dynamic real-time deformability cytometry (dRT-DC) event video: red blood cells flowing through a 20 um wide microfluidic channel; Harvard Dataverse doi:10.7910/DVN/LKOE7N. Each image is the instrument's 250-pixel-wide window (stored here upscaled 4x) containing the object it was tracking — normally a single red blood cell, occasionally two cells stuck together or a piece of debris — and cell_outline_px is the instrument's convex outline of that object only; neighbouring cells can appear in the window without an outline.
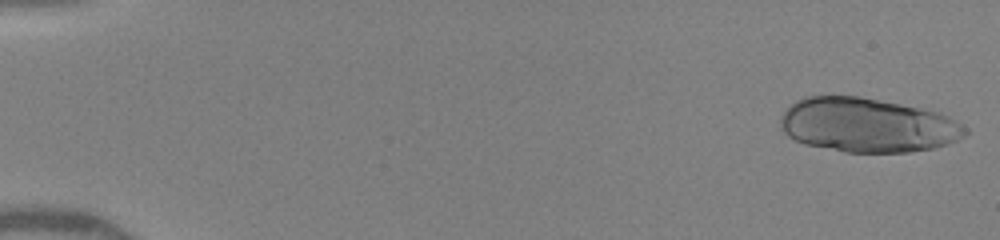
{"species": "human", "species_latin": "Homo sapiens", "temperature_condition": "warm", "stored_images_in_passage": 51, "camera_frame_rate_fps": 3000, "um_per_image_px": 0.085, "donor": {"sex": "female"}, "frame": {"image": 1, "passage_image": 1, "time_ms": 0.0, "image_size_px": [1000, 240], "cell_outline_px": [[968, 132], [964, 136], [956, 140], [932, 148], [908, 152], [844, 152], [804, 144], [788, 136], [780, 128], [780, 116], [796, 100], [804, 96], [860, 96], [940, 112], [948, 116], [968, 128]], "centroid_in_image_um": [73.71, 10.63], "position_along_channel_um": 11.3, "area_um2": 58.38}}
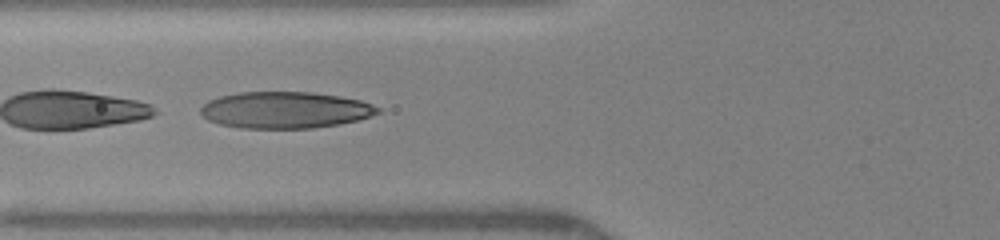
{"frame": {"image": 2, "passage_image": 15, "time_ms": 6.0, "image_size_px": [1000, 240], "cell_outline_px": [[380, 112], [356, 120], [340, 124], [312, 128], [240, 128], [220, 124], [208, 120], [200, 112], [200, 108], [208, 100], [220, 96], [240, 92], [312, 92], [340, 96], [360, 100], [372, 104], [380, 108]], "centroid_in_image_um": [24.22, 9.35], "position_along_channel_um": 101.6, "area_um2": 37.69}}
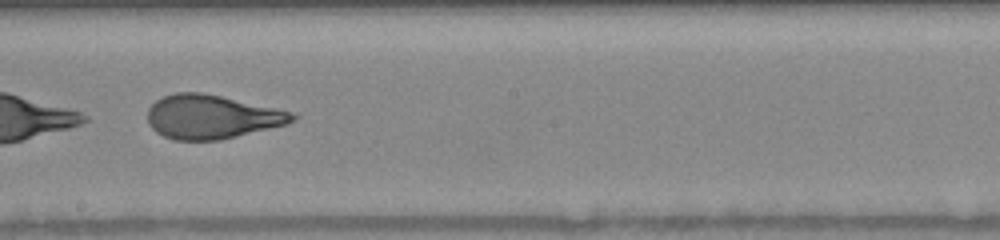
{"frame": {"image": 3, "passage_image": 23, "time_ms": 9.0, "image_size_px": [1000, 240], "cell_outline_px": [[300, 116], [288, 124], [220, 140], [172, 140], [156, 132], [148, 124], [148, 108], [156, 100], [164, 96], [176, 92], [200, 92], [220, 96], [292, 112]], "centroid_in_image_um": [17.98, 9.94], "position_along_channel_um": 230.2, "area_um2": 36.88}, "authors_computed_cell_mechanics": {"area_um2": 40.749, "velocity_mm_per_s": 4.2612, "shape_relaxation_time_tau1_ms": 3.8, "shape_relaxation_time_tau2_ms": 0.5556, "deformation_change_tau1": 0.1889, "deformation_change_tau2": 0.0703}}